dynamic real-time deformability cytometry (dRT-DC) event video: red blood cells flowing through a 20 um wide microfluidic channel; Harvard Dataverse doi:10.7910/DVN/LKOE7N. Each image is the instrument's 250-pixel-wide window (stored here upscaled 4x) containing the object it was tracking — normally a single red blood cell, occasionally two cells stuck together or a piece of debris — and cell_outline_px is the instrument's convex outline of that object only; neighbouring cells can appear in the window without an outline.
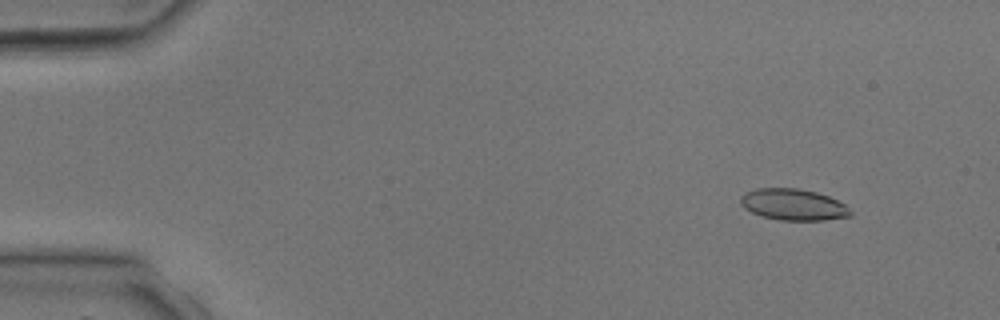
{"species": "common noctule bat (a hibernating species)", "species_latin": "Nyctalus noctula", "temperature_condition": "room temperature", "stored_images_in_passage": 4, "camera_frame_rate_fps": 3000, "um_per_image_px": 0.085, "animal": {"sex": "male", "body_mass_g": 17.9, "forearm_length_mm": 54.2}, "frame": {"image": 1, "passage_image": 2, "time_ms": 1.333, "image_size_px": [1000, 320], "cell_outline_px": [[852, 216], [824, 220], [780, 220], [764, 216], [752, 212], [744, 208], [740, 204], [740, 196], [744, 192], [756, 188], [800, 188], [816, 192], [828, 196], [844, 204], [852, 212]], "centroid_in_image_um": [67.41, 17.38], "position_along_channel_um": 17.6, "area_um2": 20.11}}
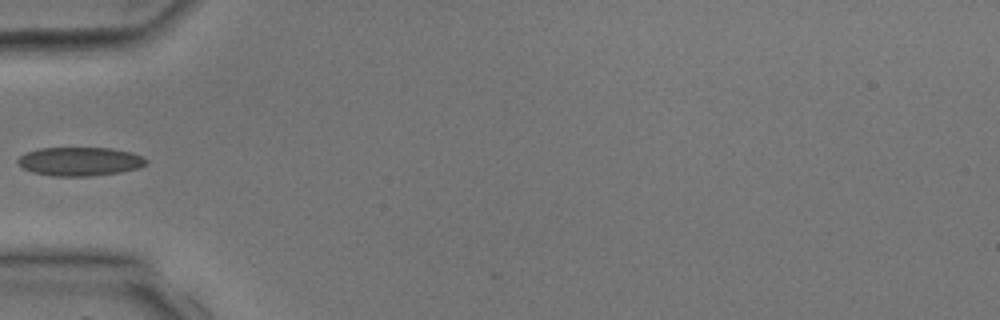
{"frame": {"image": 2, "passage_image": 4, "time_ms": 4.667, "image_size_px": [1000, 320], "cell_outline_px": [[148, 160], [144, 164], [136, 168], [120, 172], [88, 176], [52, 176], [32, 172], [16, 164], [16, 160], [24, 152], [40, 148], [112, 148], [132, 152], [144, 156]], "centroid_in_image_um": [6.75, 13.71], "position_along_channel_um": 78.3, "area_um2": 21.56}}